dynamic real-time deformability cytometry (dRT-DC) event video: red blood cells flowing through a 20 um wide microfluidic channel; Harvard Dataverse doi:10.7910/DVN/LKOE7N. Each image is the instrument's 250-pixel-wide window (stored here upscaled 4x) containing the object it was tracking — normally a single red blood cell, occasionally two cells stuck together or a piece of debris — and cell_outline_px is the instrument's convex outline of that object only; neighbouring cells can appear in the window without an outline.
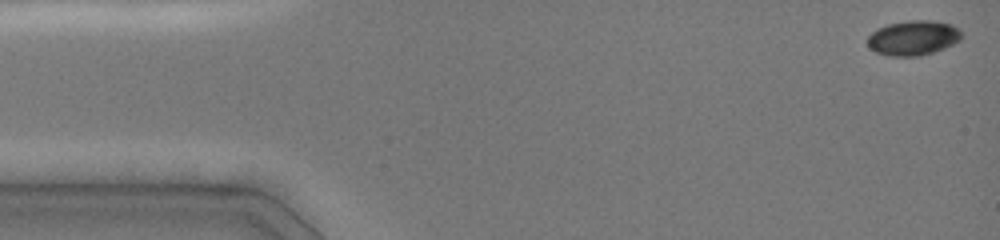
{"species": "common noctule bat (a hibernating species)", "species_latin": "Nyctalus noctula", "temperature_condition": "cold", "stored_images_in_passage": 42, "camera_frame_rate_fps": 3000, "um_per_image_px": 0.085, "animal": {"sex": "female", "body_mass_g": 19.0, "forearm_length_mm": 51.5}, "frame": {"image": 1, "passage_image": 1, "time_ms": 0.0, "image_size_px": [1000, 240], "cell_outline_px": [[964, 36], [960, 40], [944, 48], [920, 56], [888, 56], [876, 52], [868, 44], [868, 36], [872, 32], [888, 24], [908, 20], [932, 20], [952, 24], [960, 28]], "centroid_in_image_um": [77.68, 3.21], "position_along_channel_um": 7.3, "area_um2": 19.13}}
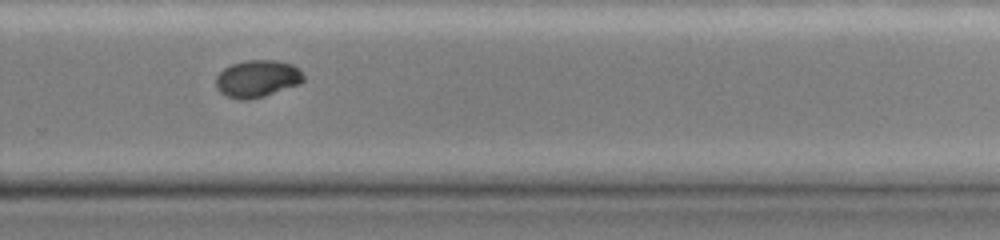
{"frame": {"image": 2, "passage_image": 29, "time_ms": 10.333, "image_size_px": [1000, 240], "cell_outline_px": [[304, 80], [300, 84], [264, 96], [248, 100], [240, 100], [228, 96], [220, 92], [216, 88], [216, 76], [224, 68], [232, 64], [248, 60], [276, 60], [292, 64], [300, 68], [304, 76]], "centroid_in_image_um": [21.89, 6.68], "position_along_channel_um": 307.9, "area_um2": 19.07}}
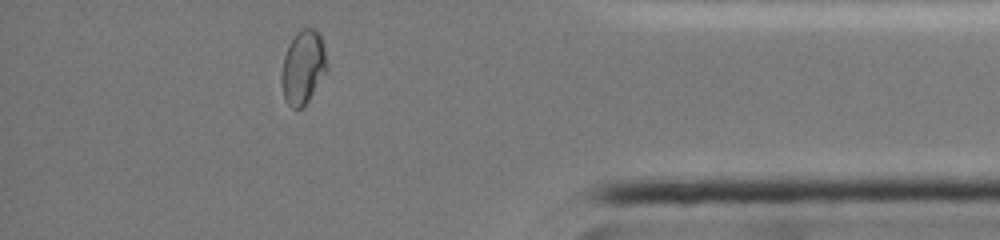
{"frame": {"image": 3, "passage_image": 38, "time_ms": 13.333, "image_size_px": [1000, 240], "cell_outline_px": [[328, 68], [308, 100], [300, 108], [292, 108], [288, 104], [284, 96], [280, 80], [280, 76], [284, 56], [288, 44], [296, 32], [304, 28], [312, 28], [320, 36], [324, 48]], "centroid_in_image_um": [25.73, 5.7], "position_along_channel_um": 409.5, "area_um2": 19.25}, "authors_computed_cell_mechanics": {"area_um2": 19.3052, "velocity_mm_per_s": 4.0397, "shape_relaxation_time_tau1_ms": null, "shape_relaxation_time_tau2_ms": 2.155, "deformation_change_tau1": null, "deformation_change_tau2": 0.0201}}